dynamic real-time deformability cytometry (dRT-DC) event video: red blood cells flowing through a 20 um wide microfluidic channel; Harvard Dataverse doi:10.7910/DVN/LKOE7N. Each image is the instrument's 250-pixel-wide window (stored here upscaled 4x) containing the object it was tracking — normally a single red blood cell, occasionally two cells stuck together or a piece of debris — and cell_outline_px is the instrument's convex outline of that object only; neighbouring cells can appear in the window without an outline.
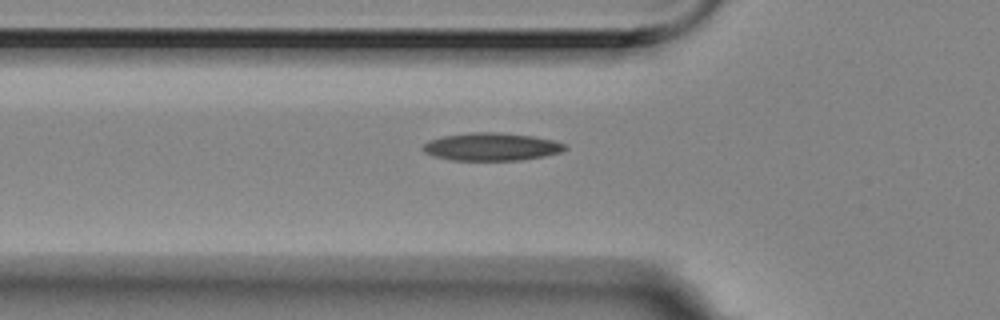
{"species": "Egyptian fruit bat (a non-hibernating species)", "species_latin": "Rousettus aegyptiacus", "temperature_condition": "room temperature", "stored_images_in_passage": 7, "segment_of_instrument_passage": [2, 2], "camera_frame_rate_fps": 3000, "um_per_image_px": 0.085, "animal": {"sex": "female"}, "frame": {"image": 1, "passage_image": 7, "time_ms": 2.0, "image_size_px": [1000, 320], "cell_outline_px": [[568, 148], [560, 152], [544, 156], [520, 160], [452, 160], [432, 156], [424, 152], [420, 148], [428, 140], [444, 136], [472, 132], [496, 132], [532, 136], [552, 140], [564, 144]], "centroid_in_image_um": [41.73, 12.47], "position_along_channel_um": 84.1, "area_um2": 22.95}}